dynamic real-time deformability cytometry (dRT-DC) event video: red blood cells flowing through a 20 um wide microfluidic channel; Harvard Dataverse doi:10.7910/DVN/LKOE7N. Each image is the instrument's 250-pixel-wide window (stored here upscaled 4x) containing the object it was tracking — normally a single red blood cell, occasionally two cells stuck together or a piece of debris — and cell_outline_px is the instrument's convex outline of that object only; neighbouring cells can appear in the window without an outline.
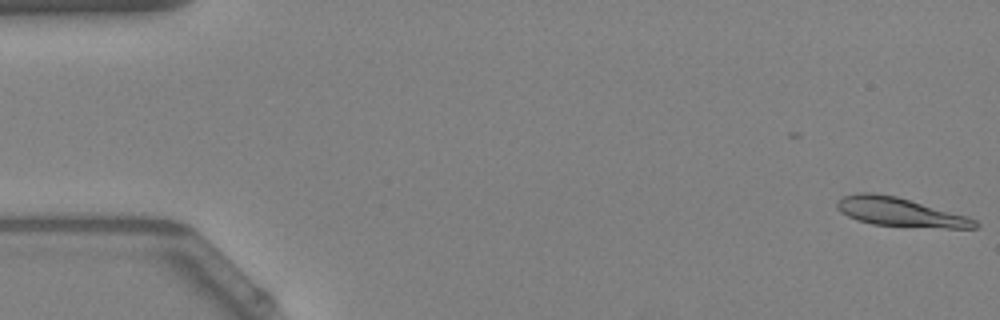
{"species": "Egyptian fruit bat (a non-hibernating species)", "species_latin": "Rousettus aegyptiacus", "temperature_condition": "warm", "stored_images_in_passage": 48, "camera_frame_rate_fps": 3000, "um_per_image_px": 0.085, "animal": {"sex": "female"}, "frame": {"image": 1, "passage_image": 1, "time_ms": 0.0, "image_size_px": [1000, 320], "cell_outline_px": [[980, 224], [976, 228], [944, 228], [872, 224], [856, 220], [840, 212], [836, 208], [836, 200], [844, 196], [864, 192], [872, 192], [896, 196], [968, 216], [976, 220]], "centroid_in_image_um": [76.49, 18.03], "position_along_channel_um": 8.5, "area_um2": 23.12}}
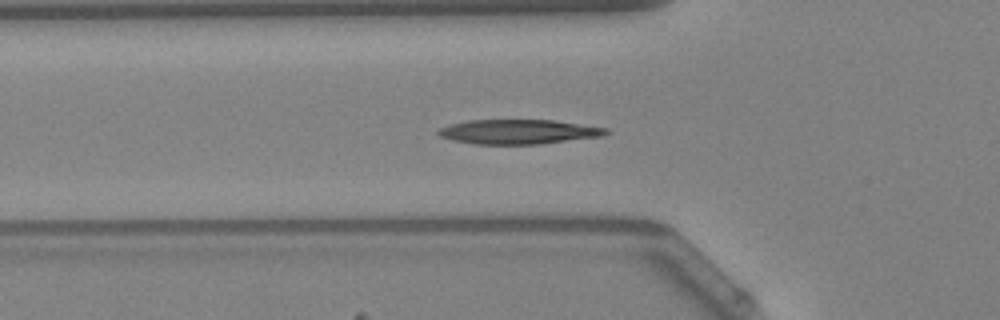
{"frame": {"image": 2, "passage_image": 18, "time_ms": 5.667, "image_size_px": [1000, 320], "cell_outline_px": [[612, 132], [604, 136], [540, 144], [476, 144], [456, 140], [440, 136], [436, 132], [440, 128], [448, 124], [468, 120], [552, 120], [608, 128]], "centroid_in_image_um": [44.12, 11.19], "position_along_channel_um": 81.7, "area_um2": 23.99}}
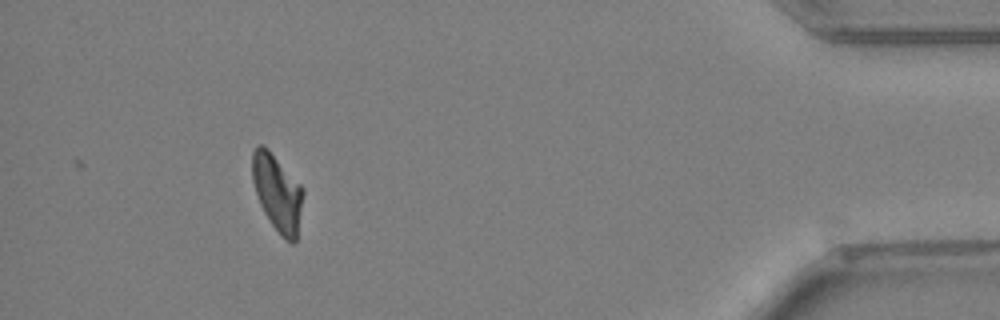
{"frame": {"image": 3, "passage_image": 48, "time_ms": 15.667, "image_size_px": [1000, 320], "cell_outline_px": [[304, 192], [296, 240], [292, 244], [284, 240], [280, 236], [264, 212], [260, 204], [252, 180], [252, 152], [256, 144], [264, 144], [268, 148], [304, 188]], "centroid_in_image_um": [23.57, 16.36], "position_along_channel_um": 411.6, "area_um2": 22.83}, "authors_computed_cell_mechanics": {"area_um2": 23.0911, "velocity_mm_per_s": 3.9039, "shape_relaxation_time_tau1_ms": 5.4405, "shape_relaxation_time_tau2_ms": 4.8602, "deformation_change_tau1": 0.1885, "deformation_change_tau2": 0.13}}